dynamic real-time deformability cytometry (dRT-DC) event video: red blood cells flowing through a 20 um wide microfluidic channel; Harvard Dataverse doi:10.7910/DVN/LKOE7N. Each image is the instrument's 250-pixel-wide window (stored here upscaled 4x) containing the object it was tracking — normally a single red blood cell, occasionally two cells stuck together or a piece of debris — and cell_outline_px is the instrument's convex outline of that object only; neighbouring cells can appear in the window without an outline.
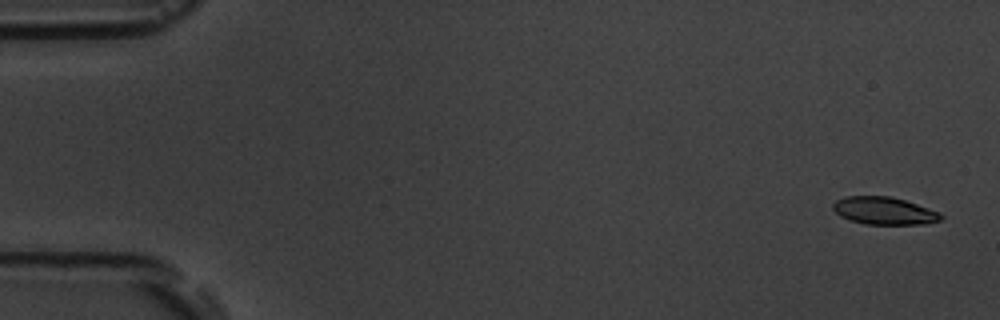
{"species": "common noctule bat (a hibernating species)", "species_latin": "Nyctalus noctula", "temperature_condition": "room temperature", "stored_images_in_passage": 5, "camera_frame_rate_fps": 3000, "um_per_image_px": 0.085, "animal": {"sex": "male", "body_mass_g": 19.5, "forearm_length_mm": 54.6}, "frame": {"image": 1, "passage_image": 1, "time_ms": 0.0, "image_size_px": [1000, 320], "cell_outline_px": [[944, 216], [940, 220], [924, 224], [864, 224], [848, 220], [840, 216], [832, 208], [832, 204], [836, 200], [844, 196], [892, 196], [928, 208]], "centroid_in_image_um": [75.09, 17.91], "position_along_channel_um": 9.9, "area_um2": 17.28}}
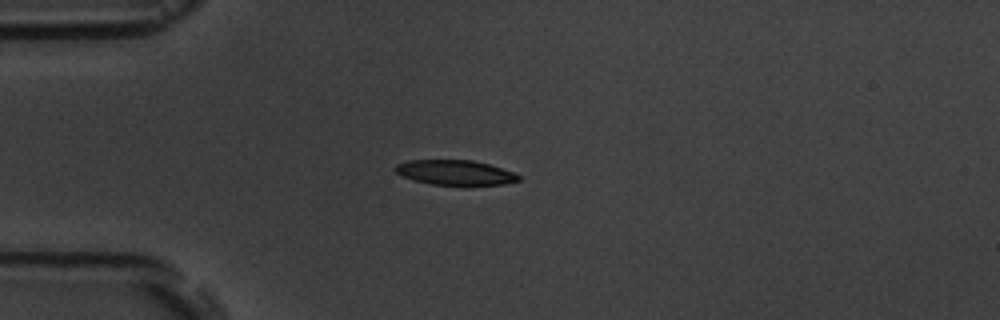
{"frame": {"image": 2, "passage_image": 5, "time_ms": 4.333, "image_size_px": [1000, 320], "cell_outline_px": [[520, 180], [504, 184], [468, 188], [432, 184], [412, 180], [396, 172], [392, 168], [396, 164], [408, 160], [472, 160], [488, 164], [512, 172], [520, 176]], "centroid_in_image_um": [38.7, 14.71], "position_along_channel_um": 46.3, "area_um2": 18.61}}